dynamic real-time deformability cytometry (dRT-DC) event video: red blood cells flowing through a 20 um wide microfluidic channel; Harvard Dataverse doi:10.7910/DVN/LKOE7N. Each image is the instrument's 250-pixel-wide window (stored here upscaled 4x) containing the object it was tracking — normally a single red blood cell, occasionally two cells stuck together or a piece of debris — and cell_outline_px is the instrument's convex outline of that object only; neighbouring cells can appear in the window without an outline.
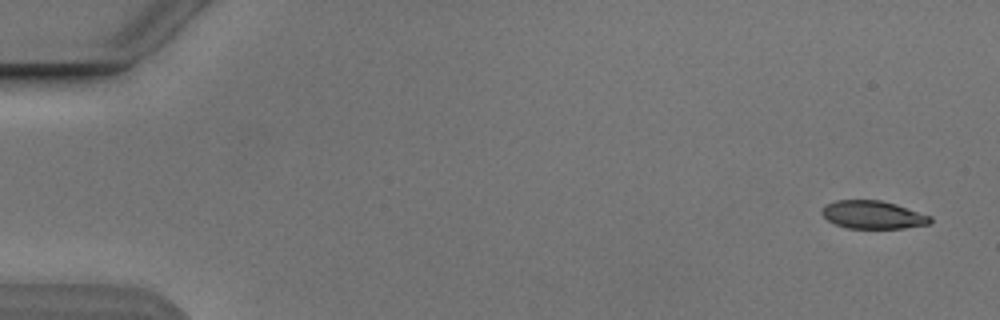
{"species": "Egyptian fruit bat (a non-hibernating species)", "species_latin": "Rousettus aegyptiacus", "temperature_condition": "cold", "stored_images_in_passage": 6, "camera_frame_rate_fps": 3000, "um_per_image_px": 0.085, "animal": {"sex": "male"}, "frame": {"image": 1, "passage_image": 1, "time_ms": 0.0, "image_size_px": [1000, 320], "cell_outline_px": [[932, 220], [928, 224], [904, 228], [848, 228], [836, 224], [828, 220], [820, 212], [824, 204], [836, 200], [880, 200], [896, 204], [932, 216]], "centroid_in_image_um": [74.18, 18.25], "position_along_channel_um": 10.8, "area_um2": 17.69}}
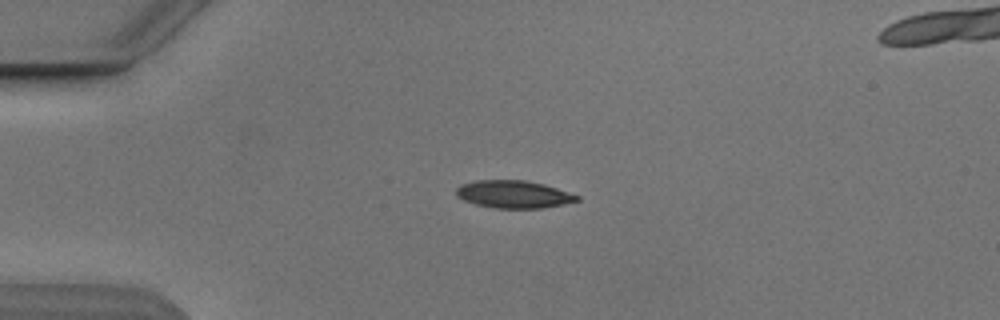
{"frame": {"image": 2, "passage_image": 4, "time_ms": 3.667, "image_size_px": [1000, 320], "cell_outline_px": [[580, 200], [564, 204], [544, 208], [496, 208], [476, 204], [464, 200], [456, 196], [456, 188], [460, 184], [476, 180], [524, 180], [544, 184], [580, 196]], "centroid_in_image_um": [43.65, 16.51], "position_along_channel_um": 41.4, "area_um2": 19.42}}